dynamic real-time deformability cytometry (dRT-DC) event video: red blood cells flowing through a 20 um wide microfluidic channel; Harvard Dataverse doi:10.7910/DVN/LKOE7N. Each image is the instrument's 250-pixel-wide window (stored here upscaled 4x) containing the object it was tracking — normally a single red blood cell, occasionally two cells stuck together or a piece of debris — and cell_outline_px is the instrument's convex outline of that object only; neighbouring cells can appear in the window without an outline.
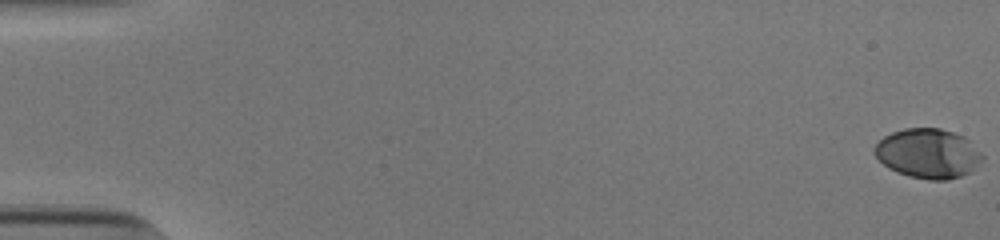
{"species": "human", "species_latin": "Homo sapiens", "temperature_condition": "cold", "stored_images_in_passage": 54, "camera_frame_rate_fps": 3000, "um_per_image_px": 0.085, "donor": {"sex": "male"}, "frame": {"image": 1, "passage_image": 1, "time_ms": 0.0, "image_size_px": [1000, 240], "cell_outline_px": [[984, 160], [968, 172], [960, 176], [948, 180], [928, 180], [908, 176], [896, 172], [888, 168], [872, 152], [876, 144], [884, 136], [892, 132], [904, 128], [940, 128], [964, 136], [984, 156]], "centroid_in_image_um": [78.87, 13.05], "position_along_channel_um": 6.1, "area_um2": 31.15}}
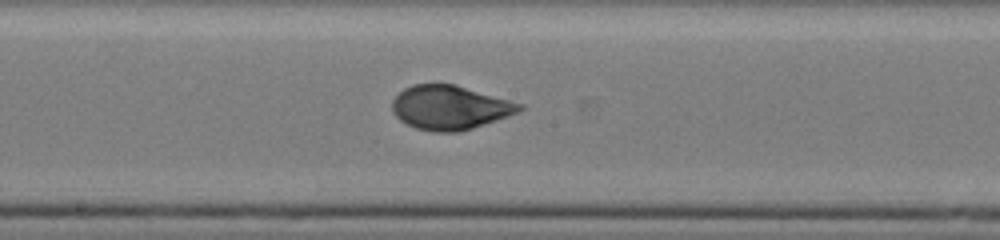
{"frame": {"image": 2, "passage_image": 31, "time_ms": 10.0, "image_size_px": [1000, 240], "cell_outline_px": [[524, 108], [520, 112], [472, 128], [456, 132], [432, 132], [416, 128], [400, 120], [392, 112], [392, 100], [404, 88], [412, 84], [456, 84], [524, 104]], "centroid_in_image_um": [38.25, 9.13], "position_along_channel_um": 210.0, "area_um2": 32.77}}
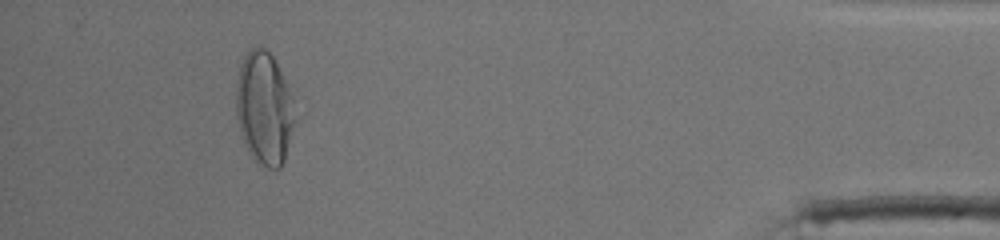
{"frame": {"image": 3, "passage_image": 51, "time_ms": 16.667, "image_size_px": [1000, 240], "cell_outline_px": [[300, 96], [296, 120], [284, 160], [280, 168], [268, 168], [252, 160], [244, 144], [240, 132], [236, 116], [236, 84], [240, 68], [244, 56], [256, 44], [260, 44], [272, 56]], "centroid_in_image_um": [22.55, 9.16], "position_along_channel_um": 412.6, "area_um2": 40.58}, "authors_computed_cell_mechanics": {"area_um2": 32.3391, "velocity_mm_per_s": 3.8653, "shape_relaxation_time_tau1_ms": 3.4104, "shape_relaxation_time_tau2_ms": 0.8158, "deformation_change_tau1": 0.1717, "deformation_change_tau2": 0.0423}}